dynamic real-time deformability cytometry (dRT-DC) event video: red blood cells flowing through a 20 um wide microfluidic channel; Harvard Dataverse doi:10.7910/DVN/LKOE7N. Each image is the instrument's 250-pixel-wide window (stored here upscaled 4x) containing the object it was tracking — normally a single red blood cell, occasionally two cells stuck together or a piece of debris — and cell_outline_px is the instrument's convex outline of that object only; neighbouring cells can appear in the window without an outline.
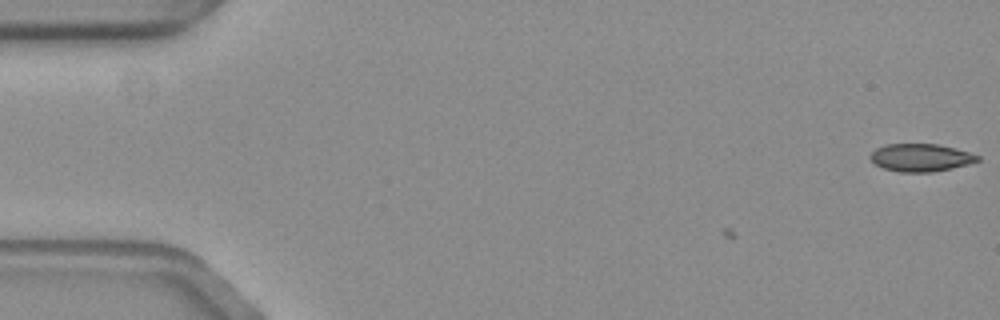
{"species": "common noctule bat (a hibernating species)", "species_latin": "Nyctalus noctula", "temperature_condition": "warm", "stored_images_in_passage": 5, "camera_frame_rate_fps": 3000, "um_per_image_px": 0.085, "animal": {"sex": "female", "body_mass_g": 19.3, "forearm_length_mm": 54.1}, "frame": {"image": 1, "passage_image": 5, "time_ms": 1.333, "image_size_px": [1000, 320], "cell_outline_px": [[980, 160], [968, 164], [952, 168], [932, 172], [900, 172], [884, 168], [876, 164], [868, 156], [876, 148], [884, 144], [936, 144], [968, 152], [980, 156]], "centroid_in_image_um": [78.24, 13.4], "position_along_channel_um": 6.8, "area_um2": 17.17}}